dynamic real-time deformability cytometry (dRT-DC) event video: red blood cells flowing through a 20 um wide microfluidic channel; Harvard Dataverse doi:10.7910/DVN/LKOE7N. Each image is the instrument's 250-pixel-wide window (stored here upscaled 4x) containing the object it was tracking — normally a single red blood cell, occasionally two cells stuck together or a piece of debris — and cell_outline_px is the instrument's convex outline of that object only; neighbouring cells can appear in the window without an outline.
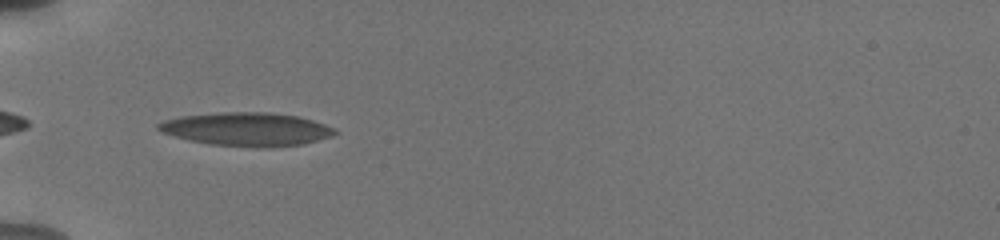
{"species": "human", "species_latin": "Homo sapiens", "temperature_condition": "cold", "stored_images_in_passage": 36, "camera_frame_rate_fps": 3000, "um_per_image_px": 0.085, "donor": {"sex": "male"}, "frame": {"image": 1, "passage_image": 1, "time_ms": 0.0, "image_size_px": [1000, 240], "cell_outline_px": [[340, 132], [332, 136], [300, 144], [268, 148], [264, 148], [208, 144], [160, 132], [156, 128], [156, 124], [164, 120], [180, 116], [224, 112], [264, 112], [296, 116], [312, 120], [336, 128]], "centroid_in_image_um": [20.97, 10.98], "position_along_channel_um": 64.0, "area_um2": 34.28}}
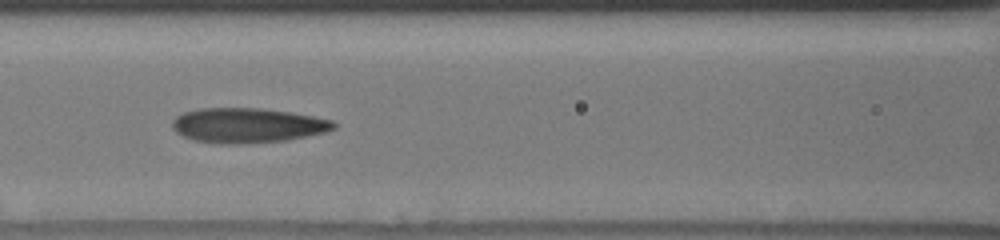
{"frame": {"image": 2, "passage_image": 8, "time_ms": 2.333, "image_size_px": [1000, 240], "cell_outline_px": [[336, 128], [324, 132], [284, 140], [240, 144], [220, 144], [196, 140], [184, 136], [176, 132], [172, 128], [172, 120], [176, 116], [184, 112], [200, 108], [260, 108], [288, 112], [312, 116], [332, 120], [336, 124]], "centroid_in_image_um": [21.0, 10.65], "position_along_channel_um": 145.6, "area_um2": 32.48}}
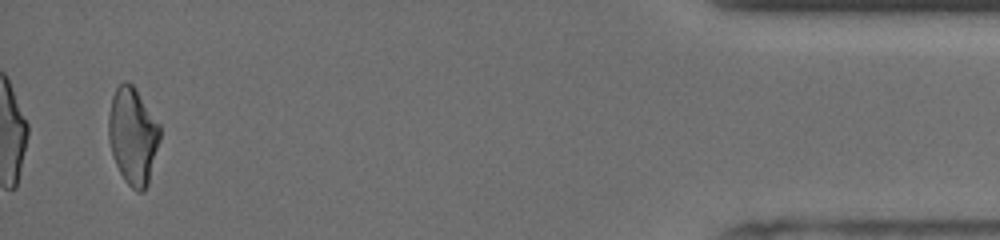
{"frame": {"image": 3, "passage_image": 35, "time_ms": 11.333, "image_size_px": [1000, 240], "cell_outline_px": [[160, 140], [148, 184], [144, 192], [136, 192], [124, 180], [112, 156], [108, 140], [108, 116], [112, 96], [116, 88], [124, 80], [128, 80], [136, 88], [160, 124]], "centroid_in_image_um": [11.29, 11.54], "position_along_channel_um": 423.9, "area_um2": 29.42}, "authors_computed_cell_mechanics": {"area_um2": 31.3565, "velocity_mm_per_s": 3.8172, "shape_relaxation_time_tau1_ms": 7.3374, "shape_relaxation_time_tau2_ms": 2.0114, "deformation_change_tau1": 0.204, "deformation_change_tau2": 0.1191}}